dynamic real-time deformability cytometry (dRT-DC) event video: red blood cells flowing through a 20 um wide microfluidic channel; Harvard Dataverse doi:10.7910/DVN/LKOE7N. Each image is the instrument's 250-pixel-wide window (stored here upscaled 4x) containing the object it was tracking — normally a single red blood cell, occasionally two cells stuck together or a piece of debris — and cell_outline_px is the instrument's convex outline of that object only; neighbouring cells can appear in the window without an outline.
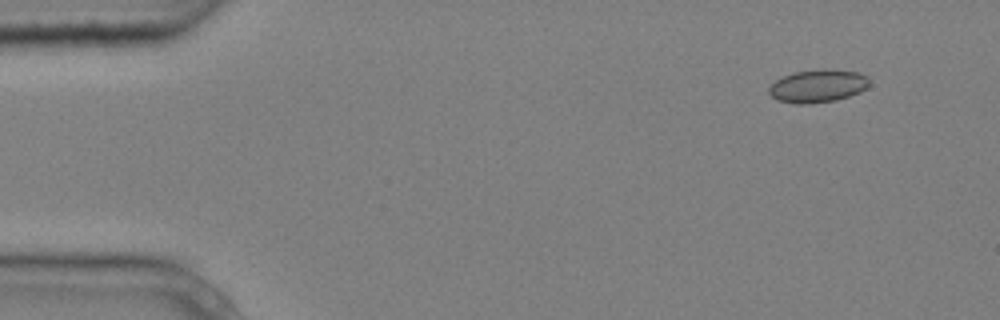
{"species": "common noctule bat (a hibernating species)", "species_latin": "Nyctalus noctula", "temperature_condition": "cold", "stored_images_in_passage": 3, "camera_frame_rate_fps": 3000, "um_per_image_px": 0.085, "animal": {"sex": "male", "body_mass_g": 20.4}, "frame": {"image": 1, "passage_image": 1, "time_ms": 0.0, "image_size_px": [1000, 320], "cell_outline_px": [[868, 84], [860, 92], [836, 100], [808, 104], [796, 104], [776, 100], [768, 92], [768, 88], [776, 80], [792, 72], [824, 68], [828, 68], [856, 72], [868, 76]], "centroid_in_image_um": [69.48, 7.3], "position_along_channel_um": 15.5, "area_um2": 19.31}}